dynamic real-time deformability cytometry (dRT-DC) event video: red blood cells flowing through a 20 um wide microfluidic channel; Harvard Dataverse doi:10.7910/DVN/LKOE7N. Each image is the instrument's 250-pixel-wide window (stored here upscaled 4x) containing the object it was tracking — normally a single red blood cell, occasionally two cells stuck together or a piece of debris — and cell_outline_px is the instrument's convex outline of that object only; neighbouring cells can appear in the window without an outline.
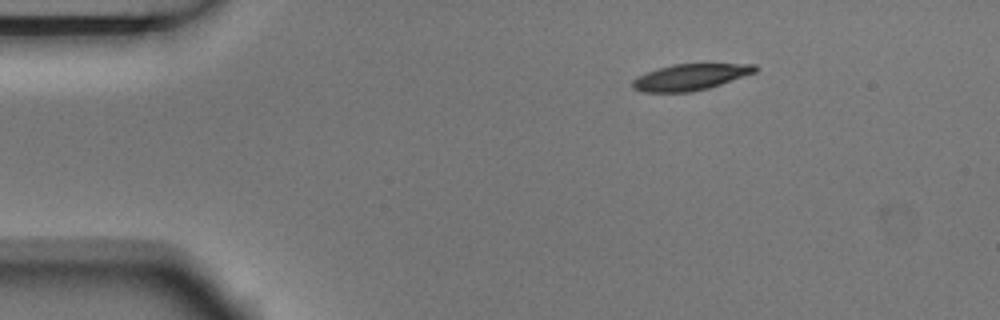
{"species": "Egyptian fruit bat (a non-hibernating species)", "species_latin": "Rousettus aegyptiacus", "temperature_condition": "room temperature", "stored_images_in_passage": 4, "segment_of_instrument_passage": [1, 2], "camera_frame_rate_fps": 3000, "um_per_image_px": 0.085, "animal": {"sex": "male"}, "frame": {"image": 1, "passage_image": 1, "time_ms": 0.0, "image_size_px": [1000, 320], "cell_outline_px": [[760, 68], [756, 72], [708, 88], [692, 92], [644, 92], [632, 88], [632, 80], [636, 76], [656, 68], [672, 64], [756, 64]], "centroid_in_image_um": [58.65, 6.54], "position_along_channel_um": 26.4, "area_um2": 18.84}}